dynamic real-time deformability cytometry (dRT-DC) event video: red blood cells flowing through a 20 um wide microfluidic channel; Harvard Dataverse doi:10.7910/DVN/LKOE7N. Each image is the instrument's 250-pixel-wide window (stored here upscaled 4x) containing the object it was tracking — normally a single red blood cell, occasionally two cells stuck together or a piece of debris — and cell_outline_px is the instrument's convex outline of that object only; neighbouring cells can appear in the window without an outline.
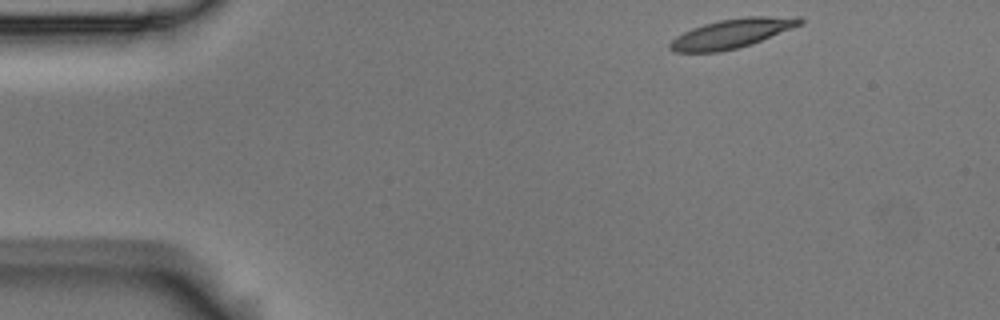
{"species": "Egyptian fruit bat (a non-hibernating species)", "species_latin": "Rousettus aegyptiacus", "temperature_condition": "room temperature", "stored_images_in_passage": 48, "camera_frame_rate_fps": 3000, "um_per_image_px": 0.085, "animal": {"sex": "male"}, "frame": {"image": 1, "passage_image": 1, "time_ms": 0.0, "image_size_px": [1000, 320], "cell_outline_px": [[804, 24], [752, 44], [720, 52], [676, 52], [668, 48], [668, 44], [676, 36], [692, 28], [704, 24], [720, 20], [748, 16], [800, 16], [804, 20]], "centroid_in_image_um": [62.26, 2.83], "position_along_channel_um": 22.7, "area_um2": 22.31}}
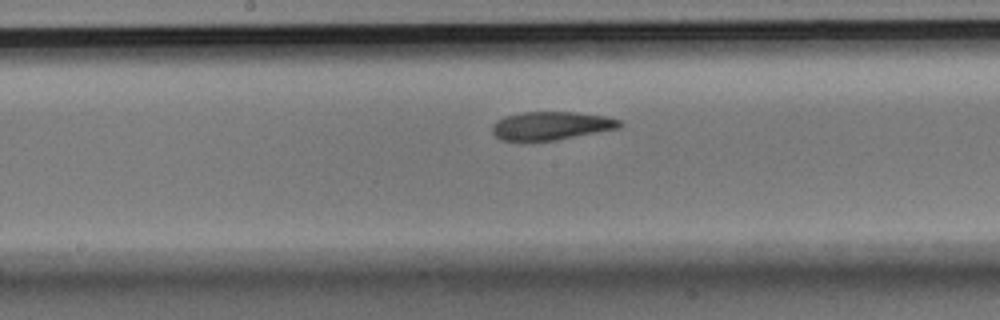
{"frame": {"image": 2, "passage_image": 22, "time_ms": 7.0, "image_size_px": [1000, 320], "cell_outline_px": [[624, 124], [620, 128], [556, 140], [524, 144], [520, 144], [500, 140], [492, 132], [492, 124], [496, 120], [504, 116], [520, 112], [576, 112], [604, 116], [620, 120]], "centroid_in_image_um": [46.76, 10.73], "position_along_channel_um": 201.4, "area_um2": 21.91}}
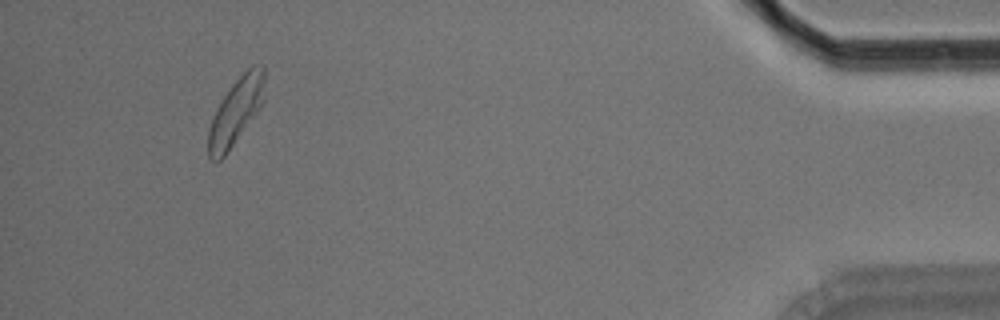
{"frame": {"image": 3, "passage_image": 45, "time_ms": 14.667, "image_size_px": [1000, 320], "cell_outline_px": [[264, 100], [260, 108], [224, 156], [216, 164], [208, 156], [208, 128], [212, 116], [216, 108], [232, 84], [252, 64], [264, 64]], "centroid_in_image_um": [20.04, 9.46], "position_along_channel_um": 415.2, "area_um2": 21.73}, "authors_computed_cell_mechanics": {"area_um2": 21.7039, "velocity_mm_per_s": 3.6583, "shape_relaxation_time_tau1_ms": 4.6677, "shape_relaxation_time_tau2_ms": 2.6539, "deformation_change_tau1": 0.1509, "deformation_change_tau2": 0.0952}}